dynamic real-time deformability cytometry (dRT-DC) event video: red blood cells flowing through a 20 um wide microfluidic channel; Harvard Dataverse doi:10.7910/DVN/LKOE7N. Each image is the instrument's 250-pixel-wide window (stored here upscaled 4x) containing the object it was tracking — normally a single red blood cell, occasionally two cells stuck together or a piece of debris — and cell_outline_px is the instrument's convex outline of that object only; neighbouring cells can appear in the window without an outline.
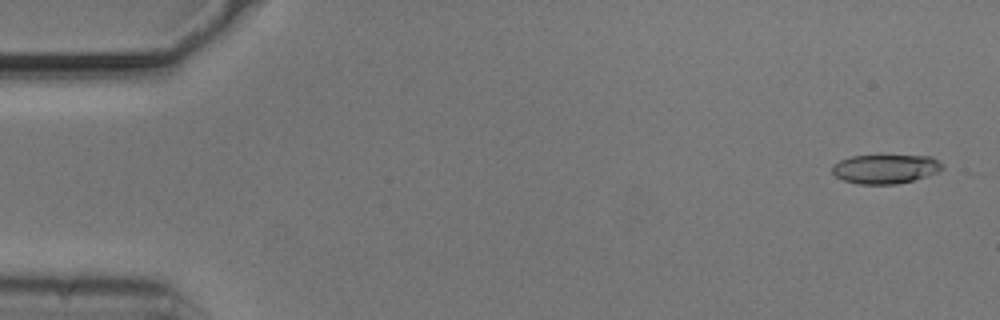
{"species": "common noctule bat (a hibernating species)", "species_latin": "Nyctalus noctula", "temperature_condition": "cold", "stored_images_in_passage": 9, "camera_frame_rate_fps": 3000, "um_per_image_px": 0.085, "animal": {"sex": "male", "body_mass_g": 20.5, "forearm_length_mm": 52.5}, "frame": {"image": 1, "passage_image": 1, "time_ms": 0.0, "image_size_px": [1000, 320], "cell_outline_px": [[944, 168], [936, 172], [912, 180], [896, 184], [860, 184], [844, 180], [836, 176], [832, 172], [832, 168], [840, 160], [852, 156], [932, 156]], "centroid_in_image_um": [75.23, 14.36], "position_along_channel_um": 9.8, "area_um2": 18.21}}